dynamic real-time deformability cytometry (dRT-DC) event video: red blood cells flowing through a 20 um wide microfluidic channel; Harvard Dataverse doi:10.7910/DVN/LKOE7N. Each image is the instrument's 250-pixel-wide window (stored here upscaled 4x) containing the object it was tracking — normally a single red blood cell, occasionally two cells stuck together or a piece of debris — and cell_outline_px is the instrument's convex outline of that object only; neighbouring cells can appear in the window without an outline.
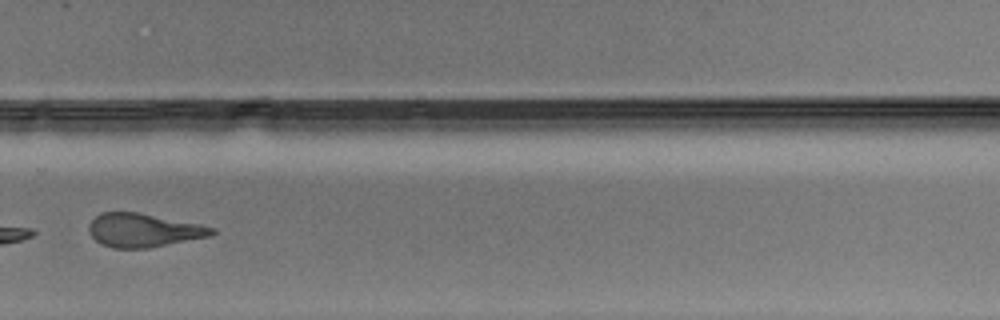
{"species": "Egyptian fruit bat (a non-hibernating species)", "species_latin": "Rousettus aegyptiacus", "temperature_condition": "warm", "stored_images_in_passage": 35, "camera_frame_rate_fps": 3000, "um_per_image_px": 0.085, "animal": {"sex": "male"}, "frame": {"image": 1, "passage_image": 30, "time_ms": 9.667, "image_size_px": [1000, 320], "cell_outline_px": [[216, 232], [212, 236], [148, 248], [112, 248], [100, 244], [88, 232], [88, 224], [100, 212], [136, 212], [200, 224], [216, 228]], "centroid_in_image_um": [12.19, 19.57], "position_along_channel_um": 317.6, "area_um2": 24.16}}
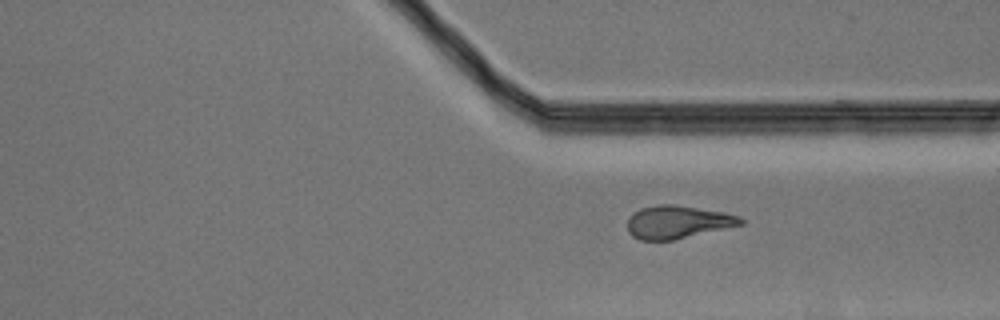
{"frame": {"image": 2, "passage_image": 35, "time_ms": 11.333, "image_size_px": [1000, 320], "cell_outline_px": [[744, 224], [672, 240], [640, 240], [632, 236], [628, 232], [628, 216], [632, 212], [640, 208], [660, 204], [672, 204], [724, 212], [740, 216], [744, 220]], "centroid_in_image_um": [57.57, 18.87], "position_along_channel_um": 353.8, "area_um2": 21.73}}